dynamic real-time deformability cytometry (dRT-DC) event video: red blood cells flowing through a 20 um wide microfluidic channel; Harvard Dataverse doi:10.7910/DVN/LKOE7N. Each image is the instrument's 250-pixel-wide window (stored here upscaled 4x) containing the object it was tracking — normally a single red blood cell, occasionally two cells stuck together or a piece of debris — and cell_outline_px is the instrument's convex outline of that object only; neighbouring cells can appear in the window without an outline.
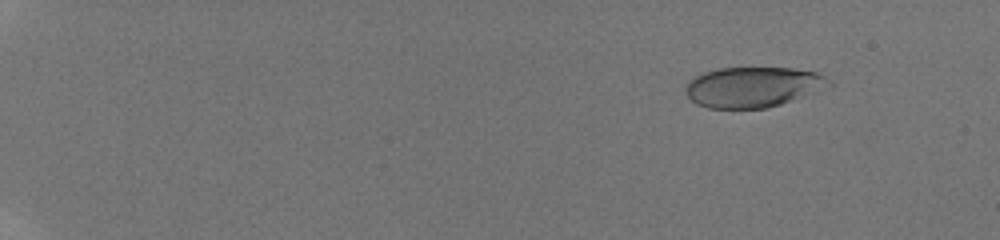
{"species": "human", "species_latin": "Homo sapiens", "temperature_condition": "room temperature", "stored_images_in_passage": 57, "camera_frame_rate_fps": 3000, "um_per_image_px": 0.085, "donor": {"sex": "male"}, "frame": {"image": 1, "passage_image": 8, "time_ms": 2.333, "image_size_px": [1000, 240], "cell_outline_px": [[836, 84], [832, 88], [768, 108], [708, 108], [696, 104], [684, 92], [684, 88], [696, 76], [704, 72], [720, 68], [792, 68], [816, 72], [824, 76]], "centroid_in_image_um": [64.1, 7.4], "position_along_channel_um": 20.9, "area_um2": 34.1}}
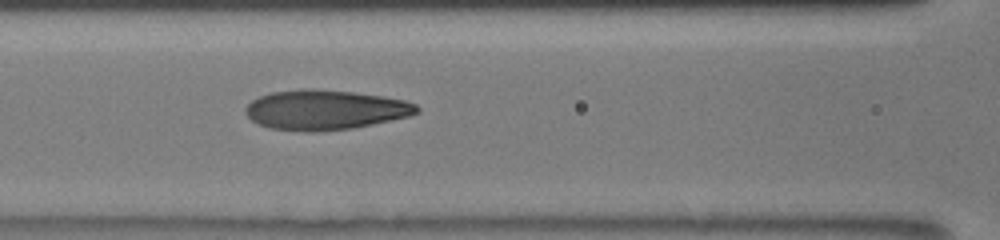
{"frame": {"image": 2, "passage_image": 30, "time_ms": 9.667, "image_size_px": [1000, 240], "cell_outline_px": [[420, 112], [408, 116], [372, 124], [352, 128], [312, 132], [308, 132], [268, 128], [256, 124], [244, 112], [244, 108], [252, 100], [260, 96], [272, 92], [300, 88], [312, 88], [352, 92], [380, 96], [404, 100], [416, 104], [420, 108]], "centroid_in_image_um": [27.59, 9.33], "position_along_channel_um": 139.0, "area_um2": 39.82}}
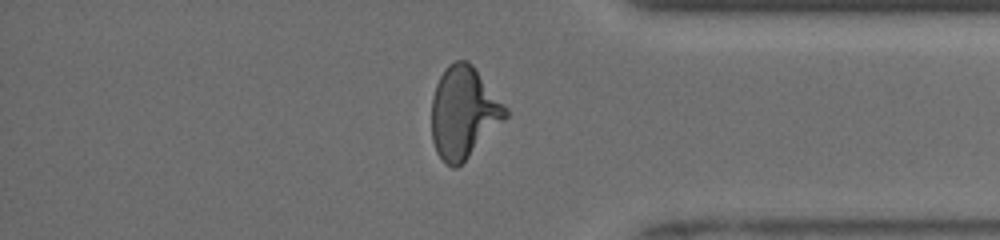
{"frame": {"image": 3, "passage_image": 50, "time_ms": 16.333, "image_size_px": [1000, 240], "cell_outline_px": [[508, 116], [456, 168], [452, 168], [444, 164], [436, 152], [432, 140], [432, 96], [436, 84], [444, 68], [448, 64], [456, 60], [468, 60], [472, 64], [508, 108]], "centroid_in_image_um": [39.38, 9.54], "position_along_channel_um": 395.8, "area_um2": 39.3}, "authors_computed_cell_mechanics": {"area_um2": 37.9746, "velocity_mm_per_s": 3.9602, "shape_relaxation_time_tau1_ms": 4.8199, "shape_relaxation_time_tau2_ms": 0.8759, "deformation_change_tau1": 0.2081, "deformation_change_tau2": 0.0841}}